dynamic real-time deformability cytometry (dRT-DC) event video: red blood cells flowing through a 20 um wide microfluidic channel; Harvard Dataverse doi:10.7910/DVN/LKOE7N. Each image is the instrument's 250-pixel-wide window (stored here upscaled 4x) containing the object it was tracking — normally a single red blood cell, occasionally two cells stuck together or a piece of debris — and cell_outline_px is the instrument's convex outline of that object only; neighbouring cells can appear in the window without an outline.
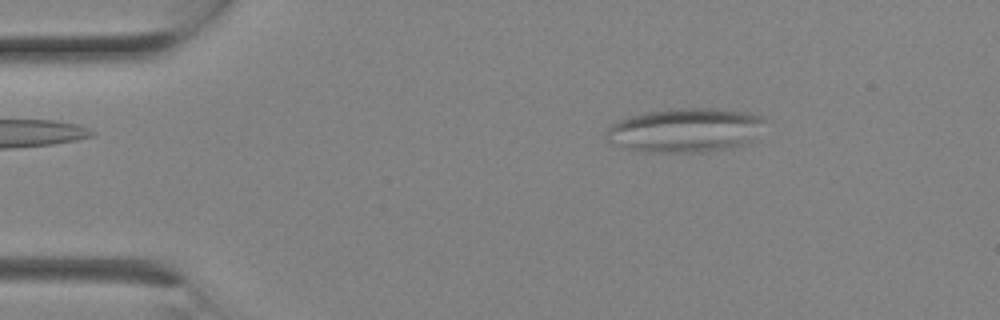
{"species": "Egyptian fruit bat (a non-hibernating species)", "species_latin": "Rousettus aegyptiacus", "temperature_condition": "room temperature", "stored_images_in_passage": 1, "camera_frame_rate_fps": 3000, "um_per_image_px": 0.085, "animal": {"sex": "female"}, "frame": {"image": 1, "passage_image": 1, "time_ms": 0.0, "image_size_px": [1000, 320], "cell_outline_px": [[764, 120], [752, 140], [740, 144], [724, 148], [700, 152], [644, 152], [624, 148], [608, 140], [604, 136], [608, 128], [616, 120], [628, 116], [648, 112], [680, 108], [716, 108], [748, 112], [764, 116]], "centroid_in_image_um": [58.19, 11.05], "position_along_channel_um": 26.8, "area_um2": 40.46}}